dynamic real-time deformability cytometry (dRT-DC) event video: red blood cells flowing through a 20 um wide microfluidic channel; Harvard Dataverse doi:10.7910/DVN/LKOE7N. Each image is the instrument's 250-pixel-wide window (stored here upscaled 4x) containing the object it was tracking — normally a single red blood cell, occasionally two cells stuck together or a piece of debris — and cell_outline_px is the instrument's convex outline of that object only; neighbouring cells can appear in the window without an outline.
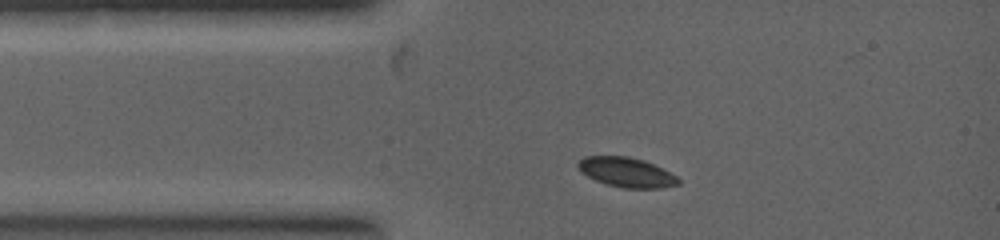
{"species": "common noctule bat (a hibernating species)", "species_latin": "Nyctalus noctula", "temperature_condition": "warm", "stored_images_in_passage": 1, "camera_frame_rate_fps": 5000, "um_per_image_px": 0.085, "animal": {"sex": "female", "body_mass_g": 19.0, "forearm_length_mm": 53.3}, "frame": {"image": 1, "passage_image": 1, "time_ms": 0.0, "image_size_px": [1000, 240], "cell_outline_px": [[680, 184], [660, 188], [624, 188], [608, 184], [596, 180], [580, 172], [576, 164], [584, 156], [628, 156], [644, 160], [676, 176], [680, 180]], "centroid_in_image_um": [53.22, 14.64], "position_along_channel_um": 31.8, "area_um2": 17.17}}